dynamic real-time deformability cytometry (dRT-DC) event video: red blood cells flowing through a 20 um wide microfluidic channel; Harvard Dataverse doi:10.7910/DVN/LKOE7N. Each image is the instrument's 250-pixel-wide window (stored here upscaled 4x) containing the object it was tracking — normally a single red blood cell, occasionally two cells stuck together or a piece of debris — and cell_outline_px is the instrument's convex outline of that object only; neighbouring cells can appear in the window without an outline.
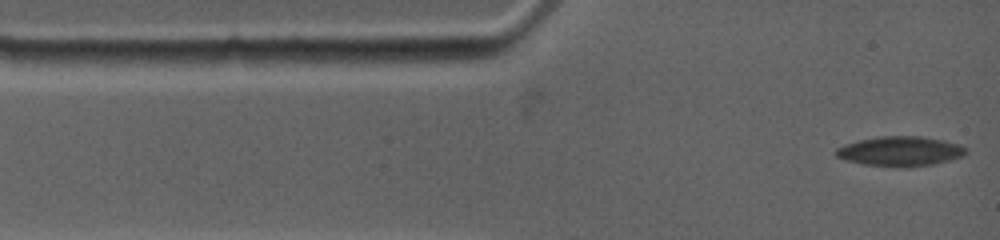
{"species": "common noctule bat (a hibernating species)", "species_latin": "Nyctalus noctula", "temperature_condition": "warm", "stored_images_in_passage": 7, "camera_frame_rate_fps": 4500, "um_per_image_px": 0.085, "animal": {"sex": "female", "body_mass_g": 19.0, "forearm_length_mm": 53.3}, "frame": {"image": 1, "passage_image": 1, "time_ms": 0.0, "image_size_px": [1000, 240], "cell_outline_px": [[964, 152], [960, 156], [948, 160], [932, 164], [864, 164], [848, 160], [836, 156], [836, 148], [860, 140], [880, 136], [920, 136], [944, 140], [956, 144], [964, 148]], "centroid_in_image_um": [76.48, 12.8], "position_along_channel_um": 8.5, "area_um2": 20.98}}